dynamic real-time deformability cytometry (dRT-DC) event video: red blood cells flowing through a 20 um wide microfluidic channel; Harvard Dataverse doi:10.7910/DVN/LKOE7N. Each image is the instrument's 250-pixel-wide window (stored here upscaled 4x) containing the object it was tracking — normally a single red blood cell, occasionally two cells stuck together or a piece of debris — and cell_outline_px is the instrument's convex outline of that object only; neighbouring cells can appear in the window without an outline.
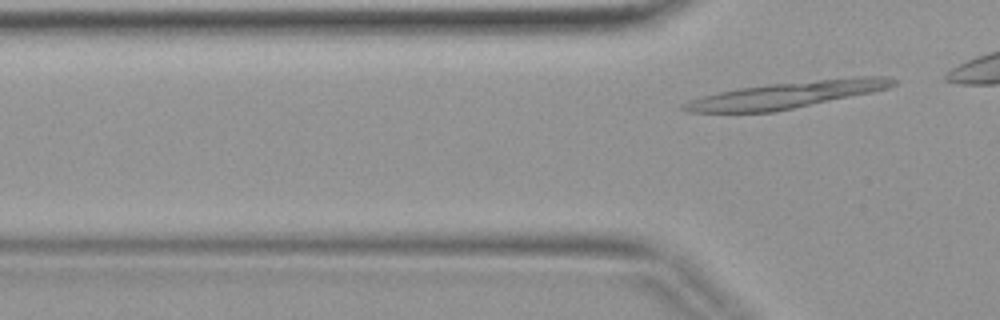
{"species": "common noctule bat (a hibernating species)", "species_latin": "Nyctalus noctula", "temperature_condition": "warm", "stored_images_in_passage": 4, "camera_frame_rate_fps": 3000, "um_per_image_px": 0.085, "animal": {"sex": "female", "body_mass_g": 19.9}, "frame": {"image": 1, "passage_image": 4, "time_ms": 1.0, "image_size_px": [1000, 320], "cell_outline_px": [[900, 80], [896, 84], [888, 88], [872, 92], [776, 112], [688, 112], [680, 108], [684, 104], [692, 100], [704, 96], [736, 88], [768, 84], [856, 76], [884, 76]], "centroid_in_image_um": [66.95, 8.05], "position_along_channel_um": 58.9, "area_um2": 32.19}}